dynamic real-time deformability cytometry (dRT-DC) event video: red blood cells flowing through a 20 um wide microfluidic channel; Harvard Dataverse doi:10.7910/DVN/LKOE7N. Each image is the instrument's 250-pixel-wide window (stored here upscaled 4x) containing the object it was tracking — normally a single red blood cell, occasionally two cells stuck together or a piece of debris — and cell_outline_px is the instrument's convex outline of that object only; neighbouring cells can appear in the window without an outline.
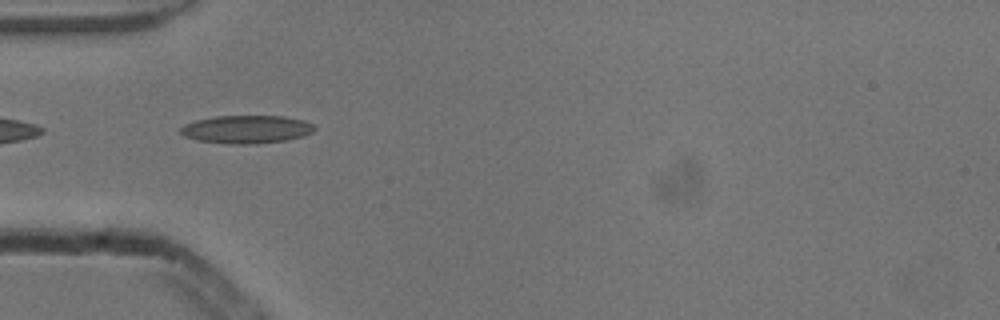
{"species": "common noctule bat (a hibernating species)", "species_latin": "Nyctalus noctula", "temperature_condition": "cold", "stored_images_in_passage": 5, "camera_frame_rate_fps": 3000, "um_per_image_px": 0.085, "animal": {"sex": "male", "body_mass_g": 13.3}, "frame": {"image": 1, "passage_image": 3, "time_ms": 0.667, "image_size_px": [1000, 320], "cell_outline_px": [[316, 128], [312, 132], [304, 136], [284, 140], [252, 144], [232, 144], [196, 140], [184, 136], [180, 132], [180, 128], [184, 124], [196, 120], [216, 116], [284, 116], [304, 120], [312, 124]], "centroid_in_image_um": [20.94, 10.99], "position_along_channel_um": 64.1, "area_um2": 21.85}}
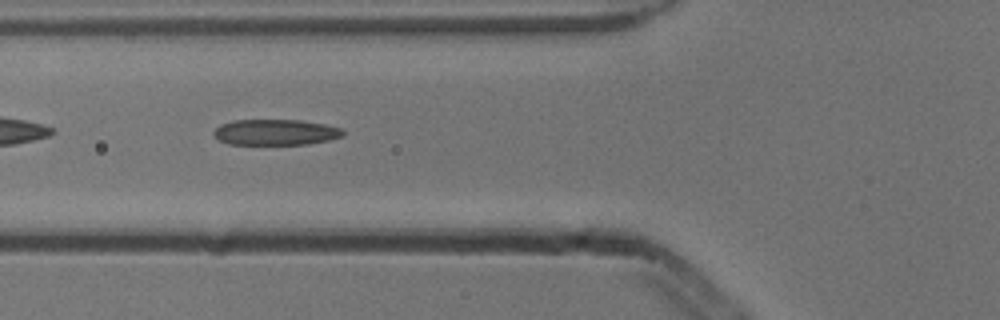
{"frame": {"image": 2, "passage_image": 4, "time_ms": 1.0, "image_size_px": [1000, 320], "cell_outline_px": [[344, 136], [328, 140], [308, 144], [228, 144], [220, 140], [212, 132], [220, 124], [232, 120], [300, 120], [324, 124], [340, 128], [344, 132]], "centroid_in_image_um": [23.41, 11.23], "position_along_channel_um": 102.4, "area_um2": 19.36}}
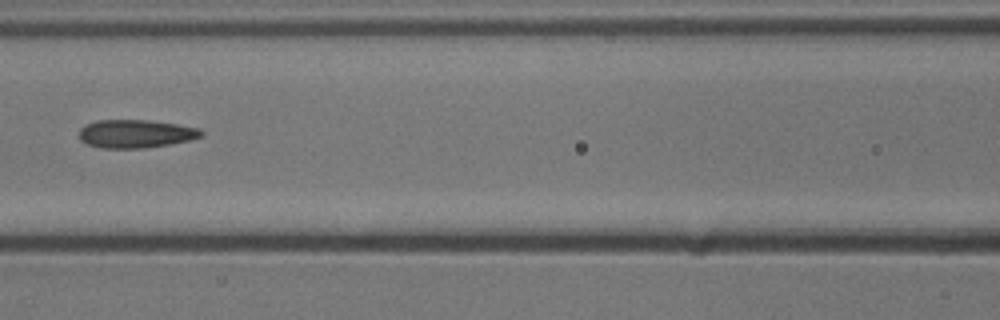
{"frame": {"image": 3, "passage_image": 5, "time_ms": 1.333, "image_size_px": [1000, 320], "cell_outline_px": [[204, 132], [200, 136], [192, 140], [144, 148], [100, 148], [88, 144], [80, 140], [80, 128], [96, 120], [148, 120], [176, 124], [200, 128]], "centroid_in_image_um": [11.54, 11.37], "position_along_channel_um": 155.1, "area_um2": 20.0}}